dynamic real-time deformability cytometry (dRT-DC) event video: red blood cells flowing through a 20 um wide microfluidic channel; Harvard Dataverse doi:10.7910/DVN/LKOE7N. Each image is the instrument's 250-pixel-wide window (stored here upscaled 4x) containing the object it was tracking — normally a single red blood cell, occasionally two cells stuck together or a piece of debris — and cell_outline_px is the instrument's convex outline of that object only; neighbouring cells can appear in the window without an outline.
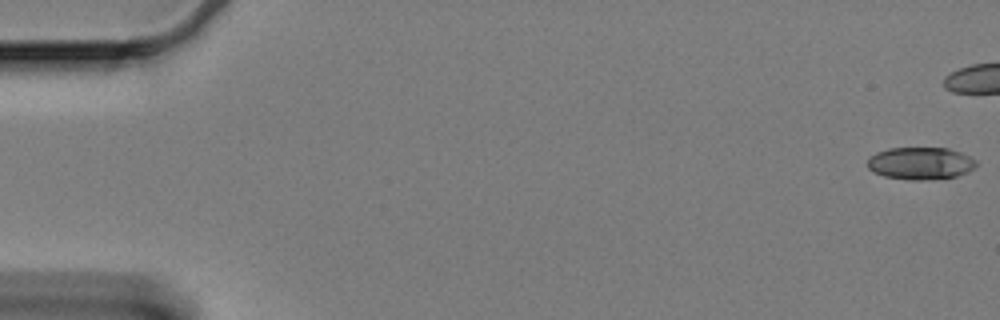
{"species": "Egyptian fruit bat (a non-hibernating species)", "species_latin": "Rousettus aegyptiacus", "temperature_condition": "cold", "stored_images_in_passage": 15, "camera_frame_rate_fps": 3000, "um_per_image_px": 0.085, "animal": {"sex": "female"}, "frame": {"image": 1, "passage_image": 1, "time_ms": 0.0, "image_size_px": [1000, 320], "cell_outline_px": [[976, 164], [968, 172], [956, 176], [920, 180], [908, 180], [884, 176], [872, 172], [868, 168], [868, 156], [876, 152], [888, 148], [948, 148], [960, 152], [976, 160]], "centroid_in_image_um": [78.19, 13.87], "position_along_channel_um": 6.8, "area_um2": 20.46}}